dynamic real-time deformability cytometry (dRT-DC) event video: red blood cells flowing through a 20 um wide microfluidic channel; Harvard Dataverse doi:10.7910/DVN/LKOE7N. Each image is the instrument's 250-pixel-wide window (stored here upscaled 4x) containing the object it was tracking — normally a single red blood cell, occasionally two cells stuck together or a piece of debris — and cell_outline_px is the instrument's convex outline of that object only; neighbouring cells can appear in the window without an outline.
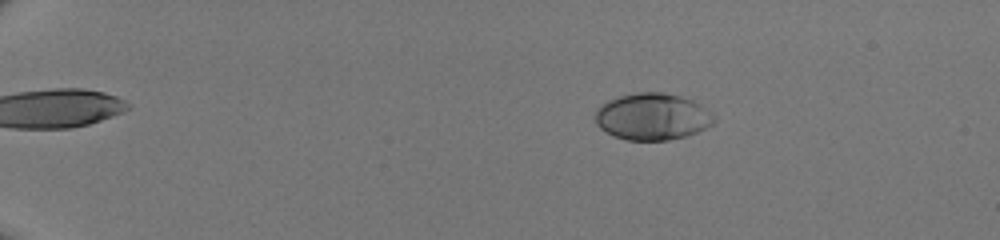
{"species": "human", "species_latin": "Homo sapiens", "temperature_condition": "room temperature", "stored_images_in_passage": 50, "camera_frame_rate_fps": 3000, "um_per_image_px": 0.085, "donor": {"sex": "male"}, "frame": {"image": 1, "passage_image": 10, "time_ms": 3.0, "image_size_px": [1000, 240], "cell_outline_px": [[716, 120], [712, 124], [688, 136], [668, 140], [628, 140], [616, 136], [600, 128], [596, 124], [596, 108], [600, 104], [608, 100], [620, 96], [636, 92], [664, 92], [680, 96], [692, 100], [700, 104], [712, 112], [716, 116]], "centroid_in_image_um": [55.47, 9.9], "position_along_channel_um": 29.5, "area_um2": 32.48}}
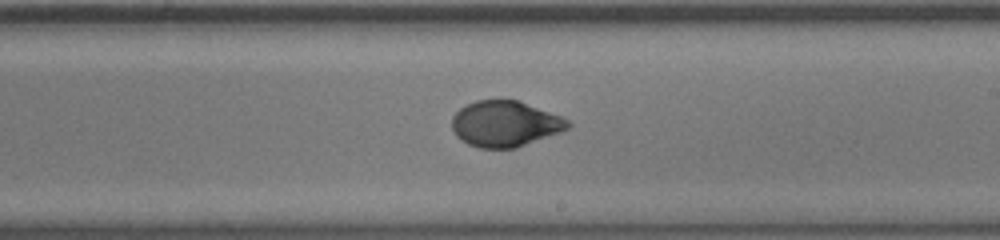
{"frame": {"image": 2, "passage_image": 33, "time_ms": 10.667, "image_size_px": [1000, 240], "cell_outline_px": [[572, 124], [568, 128], [560, 132], [516, 148], [480, 148], [468, 144], [460, 140], [456, 136], [452, 128], [452, 116], [460, 108], [476, 100], [516, 100], [560, 116], [568, 120]], "centroid_in_image_um": [42.9, 10.54], "position_along_channel_um": 246.1, "area_um2": 30.75}}
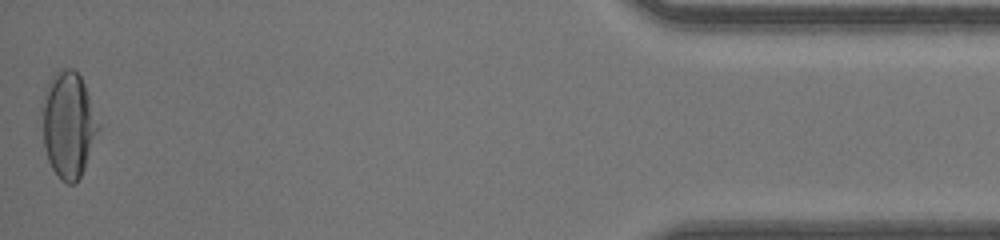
{"frame": {"image": 3, "passage_image": 50, "time_ms": 16.333, "image_size_px": [1000, 240], "cell_outline_px": [[100, 128], [84, 168], [80, 176], [72, 184], [68, 184], [60, 180], [52, 168], [48, 160], [44, 148], [40, 108], [44, 92], [48, 80], [56, 72], [64, 68], [72, 68], [80, 76], [84, 84], [100, 124]], "centroid_in_image_um": [5.78, 10.58], "position_along_channel_um": 429.4, "area_um2": 35.03}}